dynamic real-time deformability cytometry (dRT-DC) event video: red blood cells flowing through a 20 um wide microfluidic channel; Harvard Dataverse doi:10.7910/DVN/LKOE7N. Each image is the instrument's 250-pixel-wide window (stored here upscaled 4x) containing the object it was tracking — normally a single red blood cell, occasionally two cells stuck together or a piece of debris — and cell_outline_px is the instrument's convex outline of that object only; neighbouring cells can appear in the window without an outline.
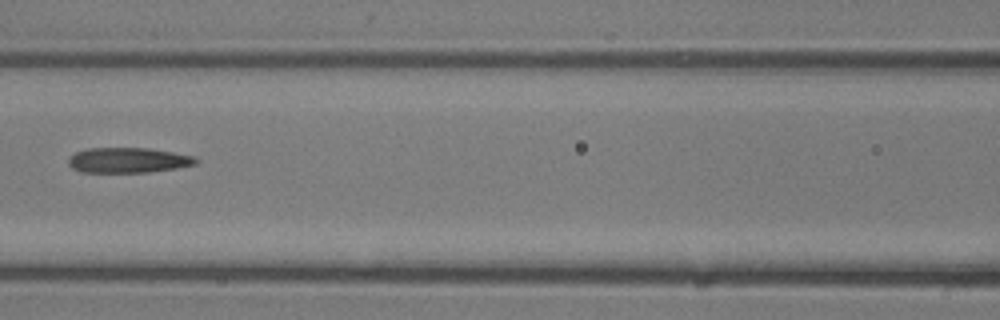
{"species": "common noctule bat (a hibernating species)", "species_latin": "Nyctalus noctula", "temperature_condition": "room temperature", "stored_images_in_passage": 32, "camera_frame_rate_fps": 3000, "um_per_image_px": 0.085, "animal": {"sex": "male", "body_mass_g": 13.3}, "frame": {"image": 1, "passage_image": 11, "time_ms": 3.333, "image_size_px": [1000, 320], "cell_outline_px": [[200, 160], [196, 164], [176, 168], [148, 172], [84, 172], [72, 168], [68, 164], [68, 156], [76, 152], [88, 148], [148, 148], [196, 156]], "centroid_in_image_um": [10.9, 13.61], "position_along_channel_um": 155.7, "area_um2": 18.79}}
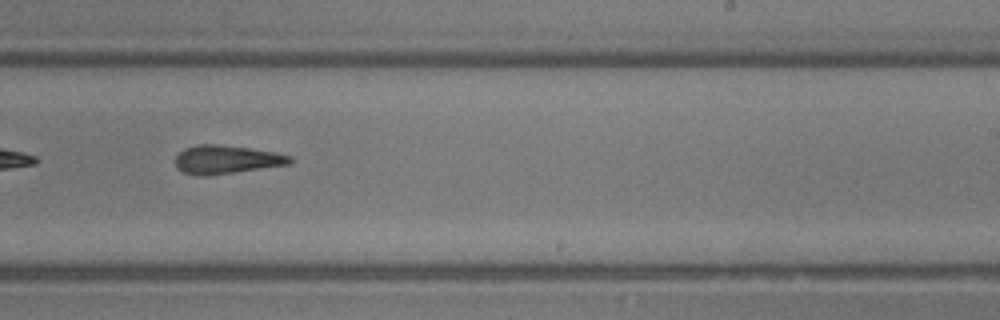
{"frame": {"image": 2, "passage_image": 17, "time_ms": 5.333, "image_size_px": [1000, 320], "cell_outline_px": [[292, 164], [208, 176], [196, 176], [184, 172], [176, 168], [176, 156], [184, 148], [196, 144], [216, 144], [248, 148], [276, 152], [292, 156]], "centroid_in_image_um": [19.25, 13.57], "position_along_channel_um": 269.8, "area_um2": 19.19}}
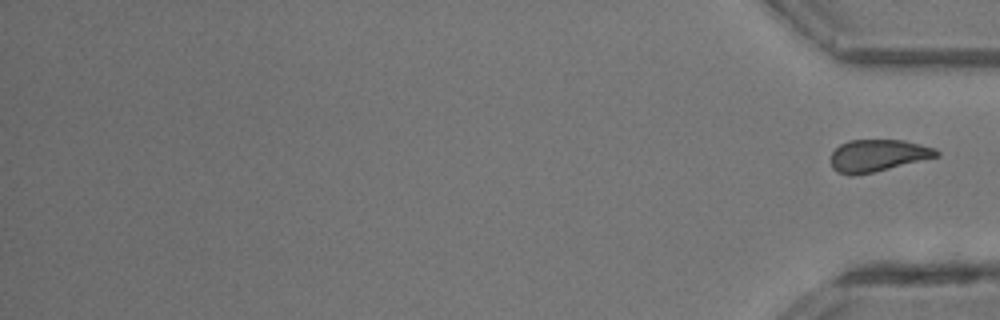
{"frame": {"image": 3, "passage_image": 32, "time_ms": 10.333, "image_size_px": [1000, 320], "cell_outline_px": [[940, 156], [872, 172], [852, 176], [836, 172], [832, 168], [832, 152], [840, 144], [848, 140], [904, 140], [936, 148], [940, 152]], "centroid_in_image_um": [74.62, 13.21], "position_along_channel_um": 360.6, "area_um2": 19.71}}